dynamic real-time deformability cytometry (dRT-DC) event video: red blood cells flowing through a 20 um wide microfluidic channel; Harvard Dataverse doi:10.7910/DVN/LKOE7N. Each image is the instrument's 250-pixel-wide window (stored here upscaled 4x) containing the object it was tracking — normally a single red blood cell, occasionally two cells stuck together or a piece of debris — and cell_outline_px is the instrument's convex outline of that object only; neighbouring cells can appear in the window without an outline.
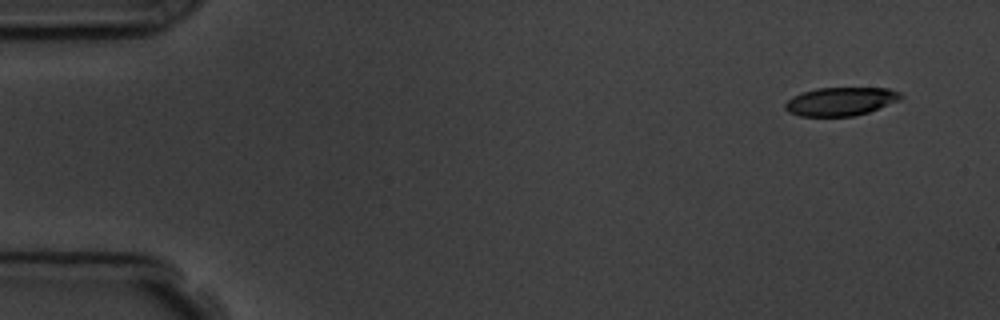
{"species": "common noctule bat (a hibernating species)", "species_latin": "Nyctalus noctula", "temperature_condition": "room temperature", "stored_images_in_passage": 7, "camera_frame_rate_fps": 3000, "um_per_image_px": 0.085, "animal": {"sex": "male", "body_mass_g": 19.5, "forearm_length_mm": 54.6}, "frame": {"image": 1, "passage_image": 1, "time_ms": 0.0, "image_size_px": [1000, 320], "cell_outline_px": [[904, 96], [900, 100], [868, 112], [856, 116], [800, 116], [788, 112], [784, 108], [784, 104], [792, 96], [816, 88], [888, 88], [900, 92]], "centroid_in_image_um": [71.46, 8.62], "position_along_channel_um": 13.5, "area_um2": 19.19}}
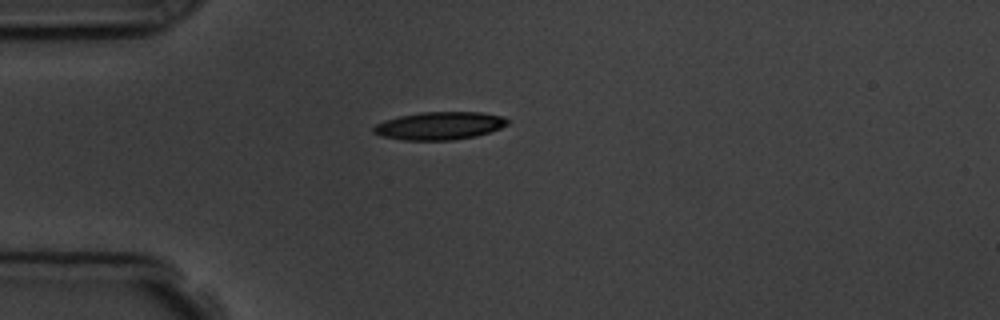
{"frame": {"image": 2, "passage_image": 4, "time_ms": 3.667, "image_size_px": [1000, 320], "cell_outline_px": [[512, 120], [508, 124], [500, 128], [476, 136], [452, 140], [400, 140], [380, 136], [372, 132], [372, 128], [376, 124], [384, 120], [400, 116], [420, 112], [480, 112], [504, 116]], "centroid_in_image_um": [37.36, 10.69], "position_along_channel_um": 47.6, "area_um2": 21.96}}